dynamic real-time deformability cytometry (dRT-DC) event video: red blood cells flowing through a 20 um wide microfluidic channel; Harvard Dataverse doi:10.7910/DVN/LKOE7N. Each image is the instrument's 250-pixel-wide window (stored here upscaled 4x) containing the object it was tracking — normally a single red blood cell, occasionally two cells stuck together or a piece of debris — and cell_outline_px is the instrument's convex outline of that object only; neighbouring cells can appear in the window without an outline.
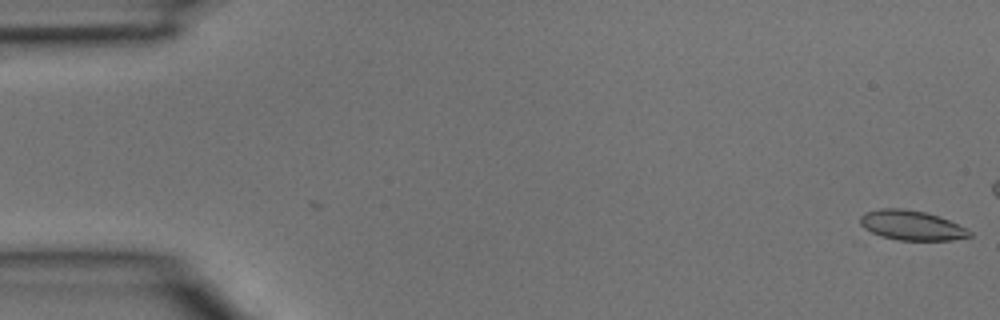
{"species": "common noctule bat (a hibernating species)", "species_latin": "Nyctalus noctula", "temperature_condition": "room temperature", "stored_images_in_passage": 2, "camera_frame_rate_fps": 3000, "um_per_image_px": 0.085, "animal": {"sex": "male", "body_mass_g": 15.6}, "frame": {"image": 1, "passage_image": 2, "time_ms": 0.333, "image_size_px": [1000, 320], "cell_outline_px": [[972, 236], [952, 240], [900, 240], [880, 236], [864, 228], [860, 224], [860, 216], [864, 212], [880, 208], [900, 208], [924, 212], [948, 220], [972, 232]], "centroid_in_image_um": [77.43, 19.15], "position_along_channel_um": 7.6, "area_um2": 18.73}}